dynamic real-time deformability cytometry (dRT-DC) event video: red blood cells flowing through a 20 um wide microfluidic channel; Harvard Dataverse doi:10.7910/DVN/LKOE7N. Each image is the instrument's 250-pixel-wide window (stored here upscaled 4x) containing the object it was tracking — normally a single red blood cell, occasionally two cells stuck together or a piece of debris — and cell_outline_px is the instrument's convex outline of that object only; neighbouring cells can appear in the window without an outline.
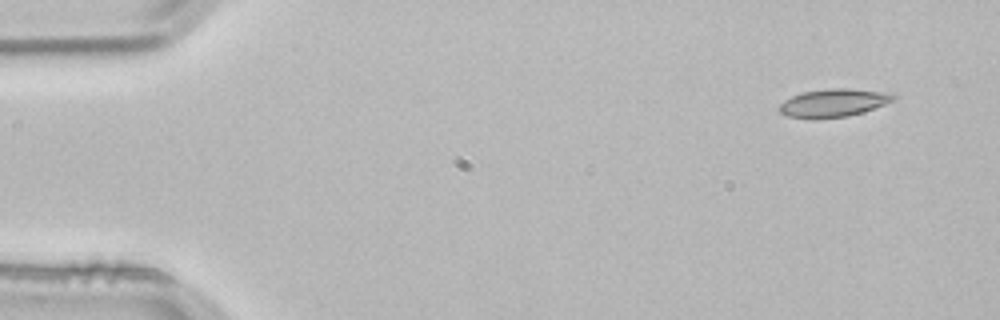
{"species": "common noctule bat (a hibernating species)", "species_latin": "Nyctalus noctula", "temperature_condition": "room temperature", "stored_images_in_passage": 3, "camera_frame_rate_fps": 3000, "um_per_image_px": 0.085, "animal": {"sex": "male", "body_mass_g": 21.5, "forearm_length_mm": 52.0}, "frame": {"image": 1, "passage_image": 1, "time_ms": 0.0, "image_size_px": [1000, 320], "cell_outline_px": [[896, 96], [892, 100], [884, 104], [864, 112], [848, 116], [812, 120], [788, 116], [780, 112], [776, 108], [784, 100], [792, 96], [804, 92], [832, 88], [848, 88], [892, 92]], "centroid_in_image_um": [70.83, 8.76], "position_along_channel_um": 14.2, "area_um2": 18.9}}